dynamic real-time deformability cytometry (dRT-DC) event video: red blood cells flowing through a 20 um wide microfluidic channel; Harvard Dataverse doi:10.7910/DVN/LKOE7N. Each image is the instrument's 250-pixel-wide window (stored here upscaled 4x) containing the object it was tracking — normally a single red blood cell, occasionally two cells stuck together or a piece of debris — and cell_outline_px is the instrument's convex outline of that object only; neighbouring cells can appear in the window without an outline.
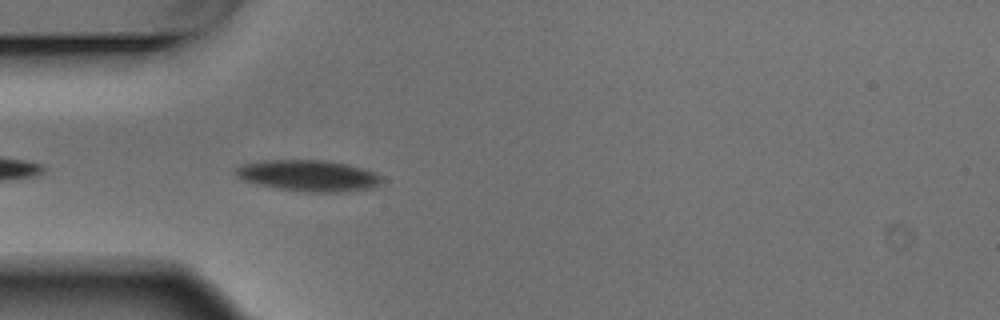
{"species": "Egyptian fruit bat (a non-hibernating species)", "species_latin": "Rousettus aegyptiacus", "temperature_condition": "warm", "stored_images_in_passage": 4, "camera_frame_rate_fps": 3000, "um_per_image_px": 0.085, "animal": {"sex": "male"}, "frame": {"image": 1, "passage_image": 4, "time_ms": 1.0, "image_size_px": [1000, 320], "cell_outline_px": [[388, 180], [372, 188], [340, 192], [304, 192], [256, 184], [244, 180], [236, 176], [236, 168], [244, 164], [264, 160], [328, 160], [348, 164], [364, 168], [384, 176]], "centroid_in_image_um": [26.32, 14.93], "position_along_channel_um": 58.7, "area_um2": 26.82}}